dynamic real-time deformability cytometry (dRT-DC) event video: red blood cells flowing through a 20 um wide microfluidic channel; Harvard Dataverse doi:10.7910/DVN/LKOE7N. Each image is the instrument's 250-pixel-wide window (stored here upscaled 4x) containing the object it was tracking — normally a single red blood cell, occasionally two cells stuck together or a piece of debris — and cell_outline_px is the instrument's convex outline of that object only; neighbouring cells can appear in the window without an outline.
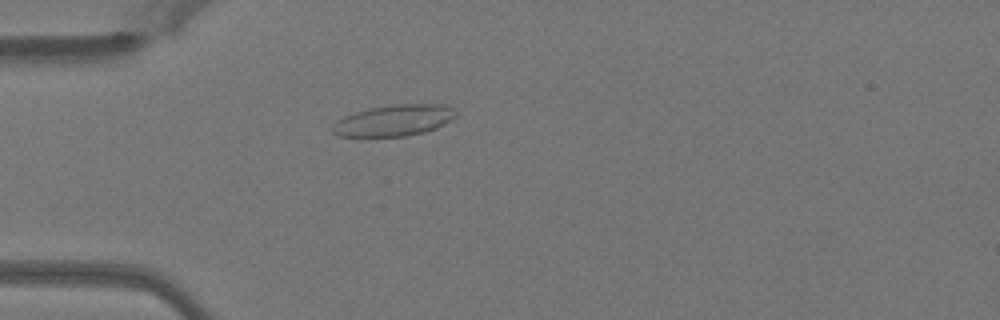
{"species": "Egyptian fruit bat (a non-hibernating species)", "species_latin": "Rousettus aegyptiacus", "temperature_condition": "warm", "stored_images_in_passage": 43, "camera_frame_rate_fps": 3000, "um_per_image_px": 0.085, "animal": {"sex": "female"}, "frame": {"image": 1, "passage_image": 7, "time_ms": 2.0, "image_size_px": [1000, 320], "cell_outline_px": [[456, 116], [452, 120], [436, 128], [424, 132], [404, 136], [360, 140], [336, 136], [328, 128], [336, 120], [344, 116], [368, 108], [392, 104], [444, 104], [456, 108]], "centroid_in_image_um": [33.38, 10.28], "position_along_channel_um": 51.6, "area_um2": 23.76}}
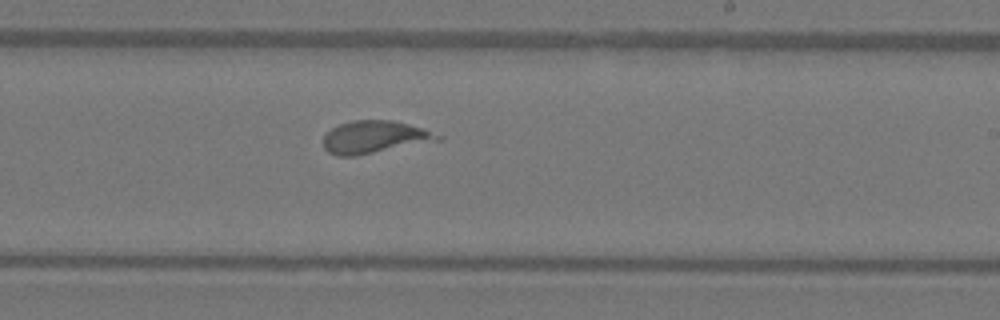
{"frame": {"image": 2, "passage_image": 23, "time_ms": 7.333, "image_size_px": [1000, 320], "cell_outline_px": [[444, 140], [356, 156], [336, 156], [328, 152], [324, 148], [324, 136], [332, 128], [340, 124], [352, 120], [392, 120], [424, 128], [444, 136]], "centroid_in_image_um": [31.89, 11.66], "position_along_channel_um": 257.1, "area_um2": 21.96}}
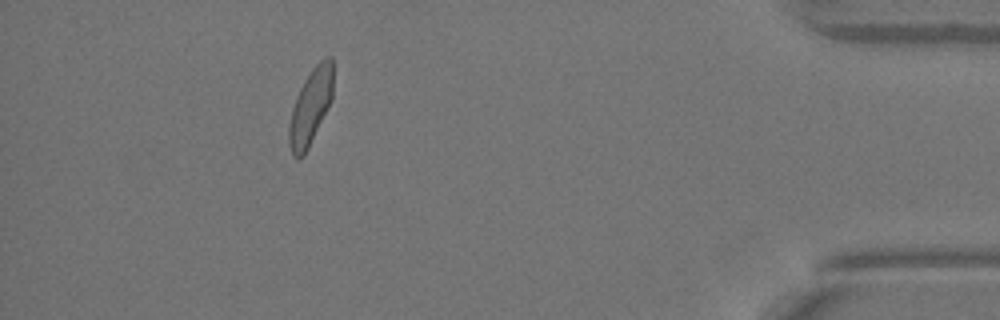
{"frame": {"image": 3, "passage_image": 38, "time_ms": 12.333, "image_size_px": [1000, 320], "cell_outline_px": [[332, 100], [304, 156], [296, 160], [292, 156], [288, 144], [288, 124], [292, 108], [296, 96], [304, 80], [312, 68], [324, 56], [332, 56]], "centroid_in_image_um": [26.37, 9.11], "position_along_channel_um": 408.8, "area_um2": 19.65}, "authors_computed_cell_mechanics": {"area_um2": 20.6924, "velocity_mm_per_s": 4.0692, "shape_relaxation_time_tau1_ms": null, "shape_relaxation_time_tau2_ms": 0.8238, "deformation_change_tau1": null, "deformation_change_tau2": 0.0624}}